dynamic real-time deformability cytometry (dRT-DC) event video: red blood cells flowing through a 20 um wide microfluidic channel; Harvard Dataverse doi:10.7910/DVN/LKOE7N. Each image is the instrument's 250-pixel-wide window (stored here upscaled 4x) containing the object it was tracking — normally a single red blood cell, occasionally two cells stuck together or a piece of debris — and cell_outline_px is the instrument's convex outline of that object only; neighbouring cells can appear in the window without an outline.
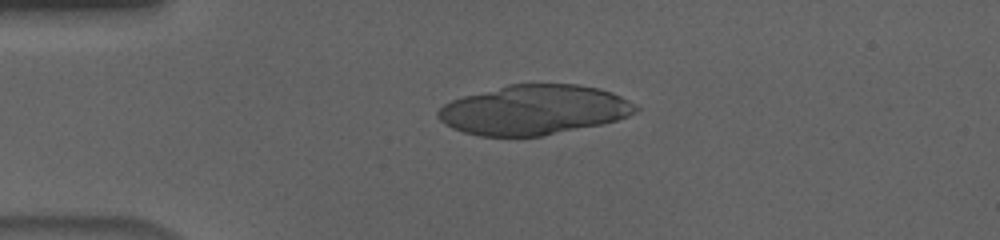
{"species": "human", "species_latin": "Homo sapiens", "temperature_condition": "cold", "stored_images_in_passage": 49, "camera_frame_rate_fps": 3000, "um_per_image_px": 0.085, "donor": {"sex": "male"}, "frame": {"image": 1, "passage_image": 7, "time_ms": 2.0, "image_size_px": [1000, 240], "cell_outline_px": [[640, 108], [636, 112], [628, 116], [604, 124], [540, 136], [480, 136], [464, 132], [452, 128], [444, 124], [436, 116], [436, 112], [444, 104], [452, 100], [464, 96], [508, 84], [580, 84], [600, 88], [612, 92], [620, 96]], "centroid_in_image_um": [45.38, 9.34], "position_along_channel_um": 39.6, "area_um2": 57.28}}